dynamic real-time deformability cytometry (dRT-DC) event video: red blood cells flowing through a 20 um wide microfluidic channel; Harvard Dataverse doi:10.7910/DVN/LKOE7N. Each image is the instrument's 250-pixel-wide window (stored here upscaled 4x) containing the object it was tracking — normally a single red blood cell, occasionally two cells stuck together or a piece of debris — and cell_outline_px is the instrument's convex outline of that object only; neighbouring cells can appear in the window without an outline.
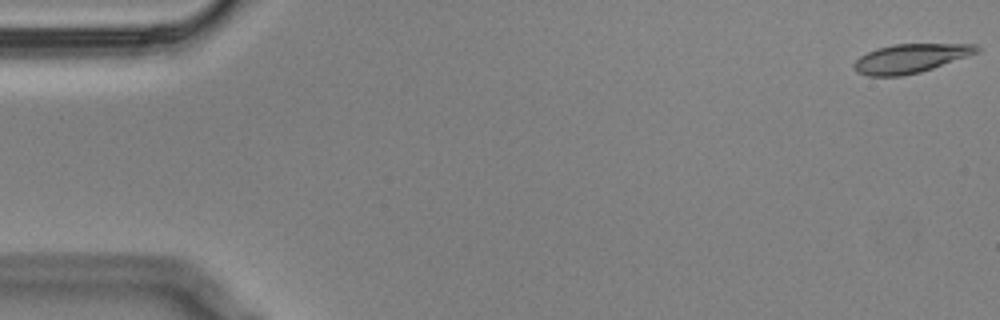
{"species": "Egyptian fruit bat (a non-hibernating species)", "species_latin": "Rousettus aegyptiacus", "temperature_condition": "cold", "stored_images_in_passage": 58, "camera_frame_rate_fps": 3000, "um_per_image_px": 0.085, "animal": {"sex": "male"}, "frame": {"image": 1, "passage_image": 1, "time_ms": 0.0, "image_size_px": [1000, 320], "cell_outline_px": [[980, 52], [920, 72], [904, 76], [868, 76], [856, 72], [852, 68], [852, 64], [860, 56], [868, 52], [892, 44], [976, 44], [980, 48]], "centroid_in_image_um": [77.37, 4.97], "position_along_channel_um": 7.6, "area_um2": 20.69}}
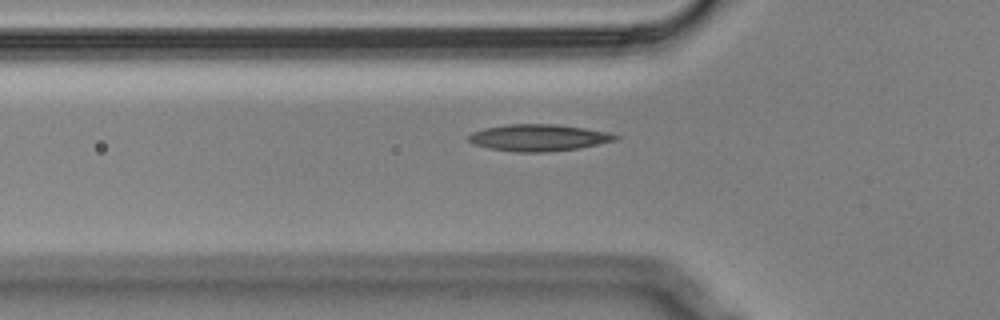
{"frame": {"image": 2, "passage_image": 19, "time_ms": 6.0, "image_size_px": [1000, 320], "cell_outline_px": [[620, 136], [616, 140], [580, 148], [544, 152], [516, 152], [488, 148], [472, 144], [468, 140], [468, 136], [472, 132], [484, 128], [508, 124], [556, 124], [584, 128], [608, 132]], "centroid_in_image_um": [45.76, 11.7], "position_along_channel_um": 80.0, "area_um2": 22.89}}
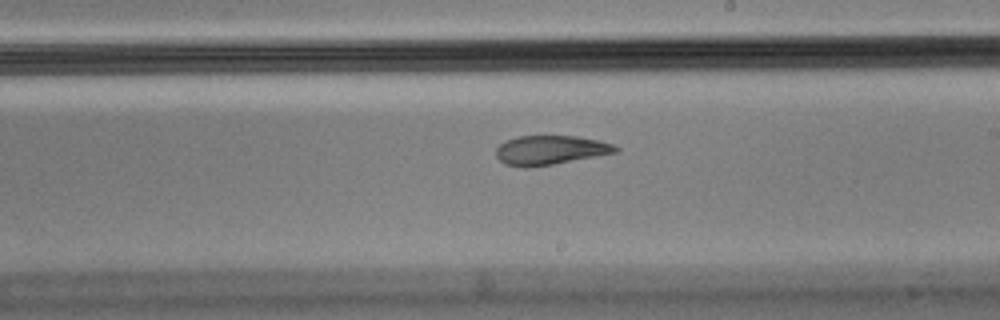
{"frame": {"image": 3, "passage_image": 33, "time_ms": 10.667, "image_size_px": [1000, 320], "cell_outline_px": [[620, 148], [616, 152], [596, 156], [552, 164], [524, 168], [504, 164], [496, 156], [496, 148], [504, 140], [516, 136], [576, 136], [600, 140], [612, 144]], "centroid_in_image_um": [46.73, 12.75], "position_along_channel_um": 242.3, "area_um2": 20.35}, "authors_computed_cell_mechanics": {"area_um2": 21.4149, "velocity_mm_per_s": 3.463, "shape_relaxation_time_tau1_ms": null, "shape_relaxation_time_tau2_ms": 3.6224, "deformation_change_tau1": null, "deformation_change_tau2": 0.0983}}